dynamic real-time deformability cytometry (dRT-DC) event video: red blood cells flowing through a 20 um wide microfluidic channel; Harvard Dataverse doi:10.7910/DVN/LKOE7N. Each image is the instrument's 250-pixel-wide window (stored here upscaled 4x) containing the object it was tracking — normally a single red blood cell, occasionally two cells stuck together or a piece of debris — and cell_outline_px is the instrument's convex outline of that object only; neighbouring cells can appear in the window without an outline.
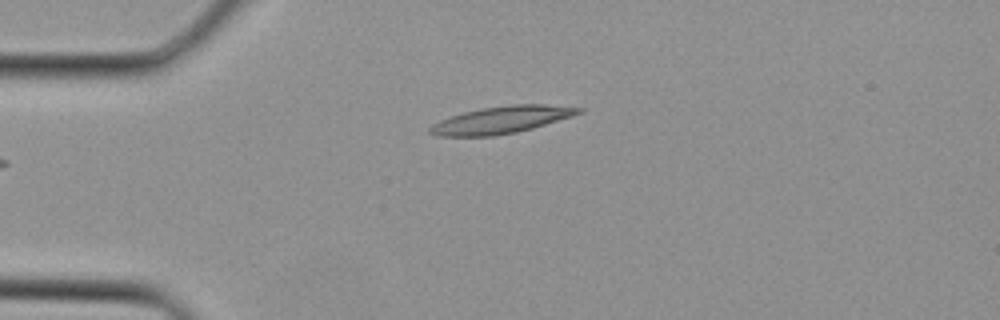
{"species": "Egyptian fruit bat (a non-hibernating species)", "species_latin": "Rousettus aegyptiacus", "temperature_condition": "cold", "stored_images_in_passage": 1, "camera_frame_rate_fps": 3000, "um_per_image_px": 0.085, "animal": {"sex": "female"}, "frame": {"image": 1, "passage_image": 1, "time_ms": 0.0, "image_size_px": [1000, 320], "cell_outline_px": [[584, 112], [572, 116], [532, 128], [516, 132], [496, 136], [436, 136], [428, 132], [428, 128], [432, 124], [440, 120], [464, 112], [484, 108], [512, 104], [544, 104], [584, 108]], "centroid_in_image_um": [42.62, 10.19], "position_along_channel_um": 42.4, "area_um2": 23.41}}